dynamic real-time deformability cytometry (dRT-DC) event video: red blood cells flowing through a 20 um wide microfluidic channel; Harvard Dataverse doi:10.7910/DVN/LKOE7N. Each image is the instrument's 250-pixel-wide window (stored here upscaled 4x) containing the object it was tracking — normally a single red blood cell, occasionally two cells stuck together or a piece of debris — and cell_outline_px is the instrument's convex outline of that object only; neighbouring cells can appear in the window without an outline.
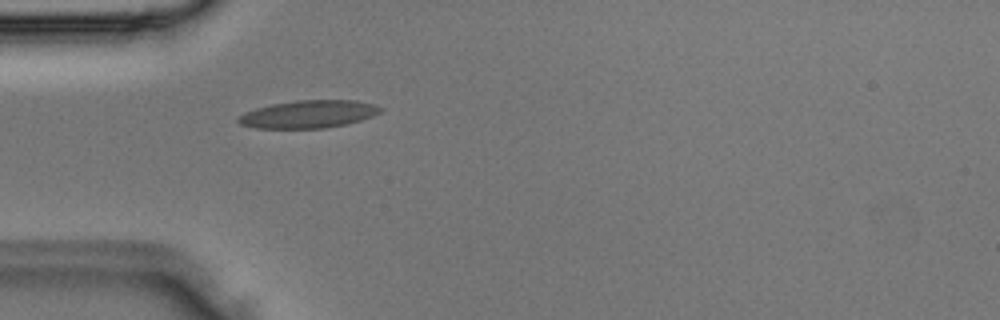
{"species": "Egyptian fruit bat (a non-hibernating species)", "species_latin": "Rousettus aegyptiacus", "temperature_condition": "room temperature", "stored_images_in_passage": 2, "camera_frame_rate_fps": 3000, "um_per_image_px": 0.085, "animal": {"sex": "male"}, "frame": {"image": 1, "passage_image": 2, "time_ms": 0.333, "image_size_px": [1000, 320], "cell_outline_px": [[384, 108], [380, 112], [372, 116], [360, 120], [344, 124], [324, 128], [256, 128], [240, 124], [236, 120], [244, 112], [256, 108], [272, 104], [300, 100], [356, 100], [372, 104]], "centroid_in_image_um": [26.21, 9.7], "position_along_channel_um": 58.8, "area_um2": 22.72}}